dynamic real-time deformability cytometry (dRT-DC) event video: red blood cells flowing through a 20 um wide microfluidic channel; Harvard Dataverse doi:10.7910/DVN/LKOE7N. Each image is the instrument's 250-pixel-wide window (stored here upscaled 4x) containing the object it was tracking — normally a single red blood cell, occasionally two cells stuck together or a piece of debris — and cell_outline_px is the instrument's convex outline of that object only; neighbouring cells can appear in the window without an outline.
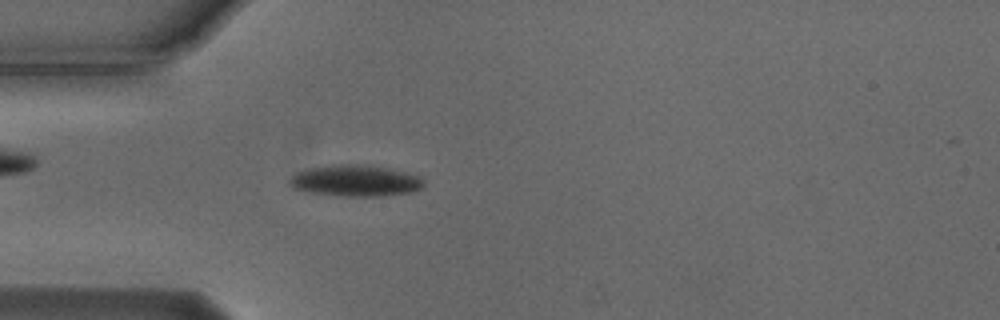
{"species": "Egyptian fruit bat (a non-hibernating species)", "species_latin": "Rousettus aegyptiacus", "temperature_condition": "cold", "stored_images_in_passage": 52, "camera_frame_rate_fps": 3000, "um_per_image_px": 0.085, "animal": {"sex": "male"}, "frame": {"image": 1, "passage_image": 13, "time_ms": 4.0, "image_size_px": [1000, 320], "cell_outline_px": [[424, 188], [412, 192], [380, 196], [344, 196], [312, 192], [292, 188], [288, 184], [288, 180], [296, 172], [308, 168], [332, 164], [356, 164], [388, 168], [420, 176], [424, 180]], "centroid_in_image_um": [30.21, 15.36], "position_along_channel_um": 54.8, "area_um2": 24.57}}
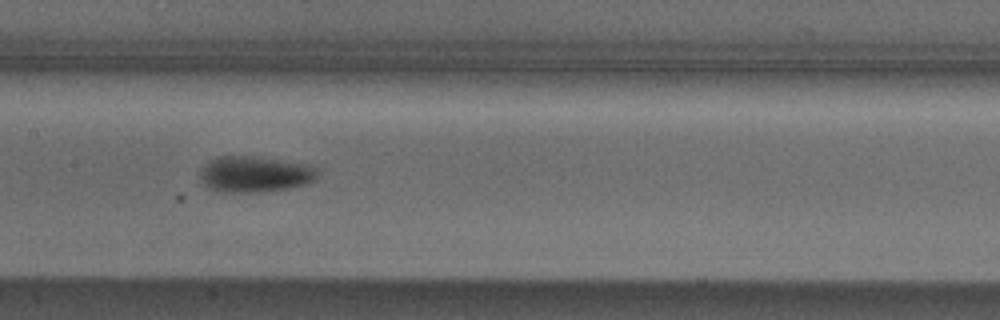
{"frame": {"image": 2, "passage_image": 24, "time_ms": 7.667, "image_size_px": [1000, 320], "cell_outline_px": [[316, 180], [304, 184], [288, 188], [256, 192], [220, 192], [204, 184], [200, 180], [200, 168], [208, 160], [216, 156], [256, 156], [312, 164], [316, 168]], "centroid_in_image_um": [21.64, 14.78], "position_along_channel_um": 185.8, "area_um2": 24.91}}
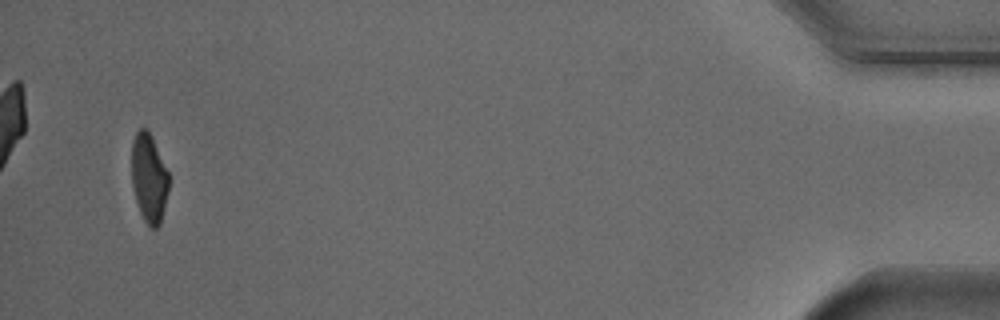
{"frame": {"image": 3, "passage_image": 50, "time_ms": 16.333, "image_size_px": [1000, 320], "cell_outline_px": [[168, 192], [160, 224], [156, 228], [152, 228], [144, 220], [140, 212], [136, 200], [132, 184], [132, 140], [136, 132], [140, 128], [144, 128], [148, 132], [168, 172]], "centroid_in_image_um": [12.65, 15.17], "position_along_channel_um": 422.6, "area_um2": 18.73}, "authors_computed_cell_mechanics": {"area_um2": 21.5016, "velocity_mm_per_s": 3.7307, "shape_relaxation_time_tau1_ms": 2.5653, "shape_relaxation_time_tau2_ms": 5.3009, "deformation_change_tau1": 0.1256, "deformation_change_tau2": 0.0932}}